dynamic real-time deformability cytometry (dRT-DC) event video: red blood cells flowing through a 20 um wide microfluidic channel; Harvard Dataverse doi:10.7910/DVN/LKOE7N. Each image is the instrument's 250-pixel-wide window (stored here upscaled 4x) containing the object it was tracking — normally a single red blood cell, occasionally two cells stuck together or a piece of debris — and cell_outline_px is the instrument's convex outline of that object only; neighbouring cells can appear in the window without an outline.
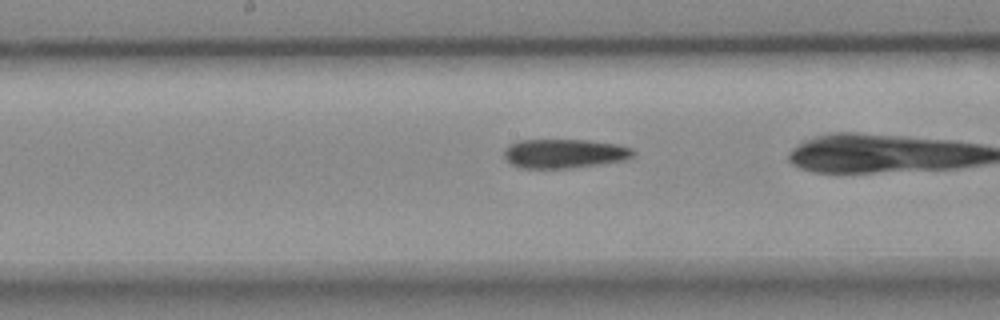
{"species": "common noctule bat (a hibernating species)", "species_latin": "Nyctalus noctula", "temperature_condition": "cold", "stored_images_in_passage": 34, "camera_frame_rate_fps": 3000, "um_per_image_px": 0.085, "animal": {"sex": "female", "body_mass_g": 18.4}, "frame": {"image": 1, "passage_image": 20, "time_ms": 6.333, "image_size_px": [1000, 320], "cell_outline_px": [[636, 156], [628, 160], [600, 164], [568, 168], [520, 168], [512, 164], [504, 156], [504, 148], [508, 144], [516, 140], [588, 140], [616, 144], [632, 148], [636, 152]], "centroid_in_image_um": [48.0, 13.05], "position_along_channel_um": 200.2, "area_um2": 22.2}}